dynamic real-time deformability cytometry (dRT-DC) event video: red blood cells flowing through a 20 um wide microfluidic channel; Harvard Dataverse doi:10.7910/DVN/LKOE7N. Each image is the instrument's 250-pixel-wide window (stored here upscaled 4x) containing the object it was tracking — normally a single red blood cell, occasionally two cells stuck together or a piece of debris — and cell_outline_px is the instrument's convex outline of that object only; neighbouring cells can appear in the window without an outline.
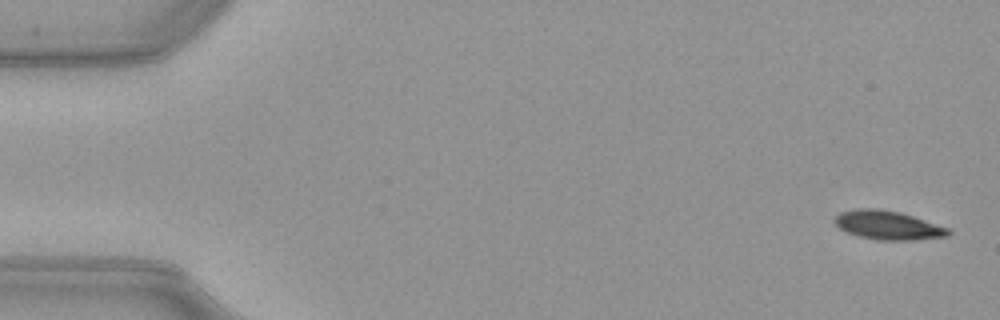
{"species": "common noctule bat (a hibernating species)", "species_latin": "Nyctalus noctula", "temperature_condition": "warm", "stored_images_in_passage": 51, "camera_frame_rate_fps": 3000, "um_per_image_px": 0.085, "animal": {"sex": "female", "body_mass_g": 21.9}, "frame": {"image": 1, "passage_image": 2, "time_ms": 0.333, "image_size_px": [1000, 320], "cell_outline_px": [[952, 232], [948, 236], [912, 240], [876, 240], [860, 236], [848, 232], [840, 228], [832, 220], [840, 212], [856, 208], [876, 208], [900, 212], [948, 228]], "centroid_in_image_um": [75.45, 19.14], "position_along_channel_um": 9.5, "area_um2": 18.96}}
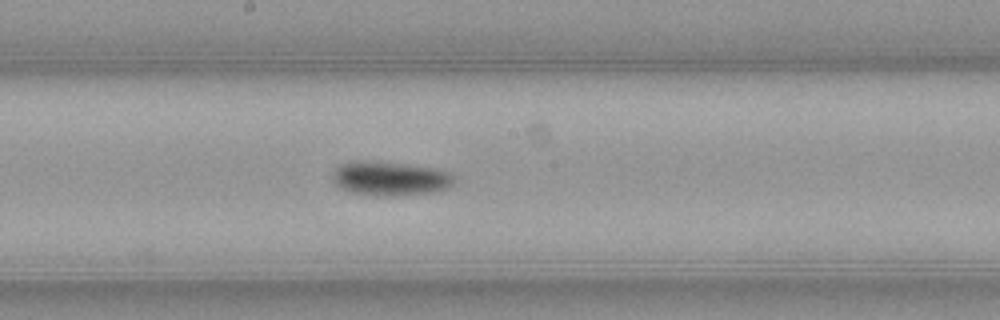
{"frame": {"image": 2, "passage_image": 28, "time_ms": 9.0, "image_size_px": [1000, 320], "cell_outline_px": [[456, 180], [448, 188], [432, 192], [392, 196], [376, 196], [352, 192], [340, 188], [332, 180], [332, 176], [336, 168], [340, 164], [408, 164], [432, 168], [448, 172]], "centroid_in_image_um": [33.21, 15.23], "position_along_channel_um": 215.0, "area_um2": 23.12}}
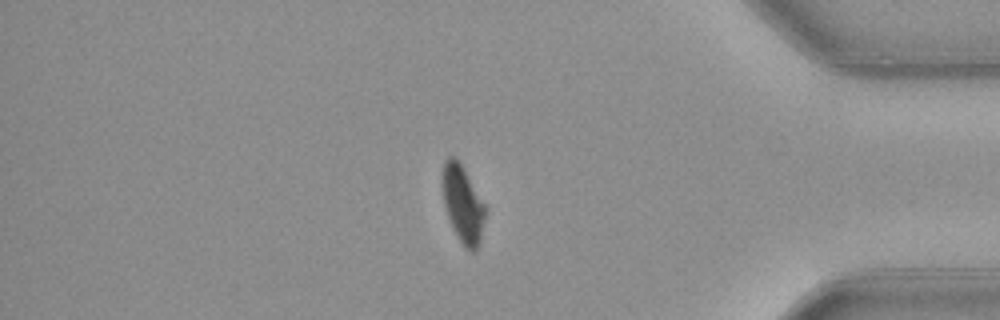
{"frame": {"image": 3, "passage_image": 44, "time_ms": 14.333, "image_size_px": [1000, 320], "cell_outline_px": [[488, 208], [480, 240], [476, 248], [472, 252], [464, 248], [456, 236], [452, 228], [444, 204], [440, 184], [440, 180], [444, 160], [448, 156], [456, 156], [464, 168]], "centroid_in_image_um": [39.32, 17.3], "position_along_channel_um": 395.9, "area_um2": 20.0}}